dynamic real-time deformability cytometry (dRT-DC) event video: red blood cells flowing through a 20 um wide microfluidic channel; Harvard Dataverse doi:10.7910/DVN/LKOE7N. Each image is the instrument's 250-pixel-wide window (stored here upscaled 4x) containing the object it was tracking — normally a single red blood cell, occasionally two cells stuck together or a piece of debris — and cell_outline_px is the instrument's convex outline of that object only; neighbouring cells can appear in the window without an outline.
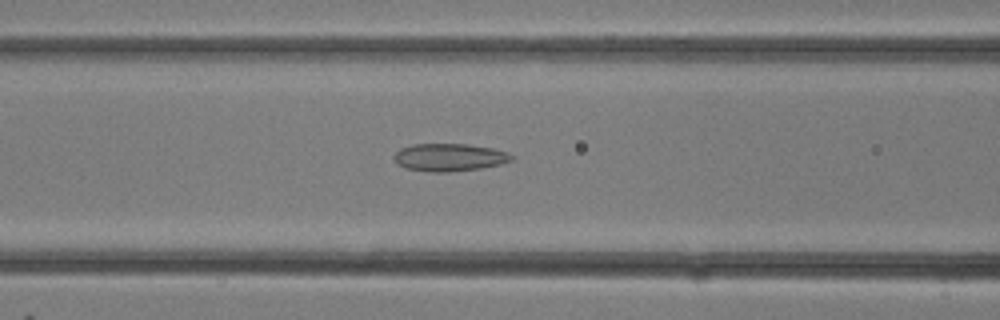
{"species": "common noctule bat (a hibernating species)", "species_latin": "Nyctalus noctula", "temperature_condition": "room temperature", "stored_images_in_passage": 30, "camera_frame_rate_fps": 3000, "um_per_image_px": 0.085, "animal": {"sex": "female"}, "frame": {"image": 1, "passage_image": 13, "time_ms": 4.0, "image_size_px": [1000, 320], "cell_outline_px": [[516, 156], [512, 160], [500, 164], [480, 168], [448, 172], [428, 172], [404, 168], [396, 164], [392, 156], [400, 148], [412, 144], [468, 144], [492, 148], [508, 152]], "centroid_in_image_um": [38.17, 13.37], "position_along_channel_um": 128.4, "area_um2": 19.19}}
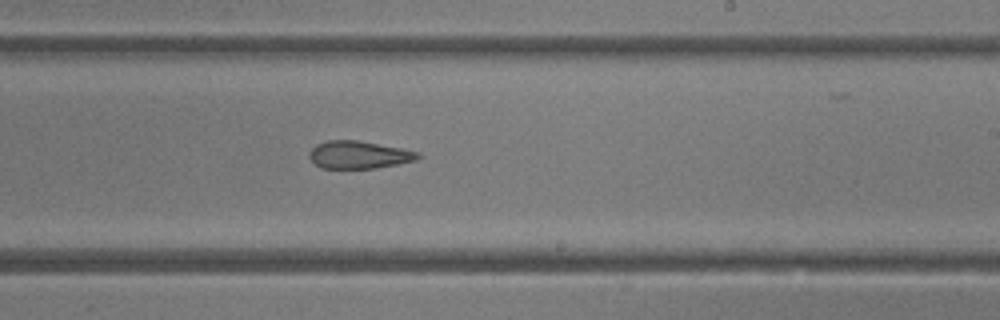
{"frame": {"image": 2, "passage_image": 19, "time_ms": 6.0, "image_size_px": [1000, 320], "cell_outline_px": [[424, 156], [416, 160], [376, 168], [320, 168], [308, 156], [308, 152], [316, 144], [328, 140], [356, 140], [404, 148], [420, 152]], "centroid_in_image_um": [30.53, 13.15], "position_along_channel_um": 258.5, "area_um2": 17.63}}
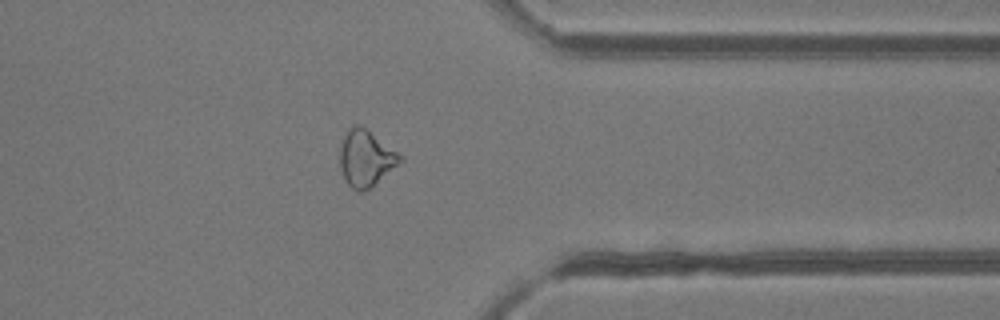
{"frame": {"image": 3, "passage_image": 25, "time_ms": 8.0, "image_size_px": [1000, 320], "cell_outline_px": [[404, 160], [364, 192], [360, 192], [352, 188], [344, 180], [340, 168], [340, 148], [344, 136], [348, 128], [352, 124], [356, 124], [368, 128], [396, 152]], "centroid_in_image_um": [31.06, 13.44], "position_along_channel_um": 380.3, "area_um2": 19.65}}